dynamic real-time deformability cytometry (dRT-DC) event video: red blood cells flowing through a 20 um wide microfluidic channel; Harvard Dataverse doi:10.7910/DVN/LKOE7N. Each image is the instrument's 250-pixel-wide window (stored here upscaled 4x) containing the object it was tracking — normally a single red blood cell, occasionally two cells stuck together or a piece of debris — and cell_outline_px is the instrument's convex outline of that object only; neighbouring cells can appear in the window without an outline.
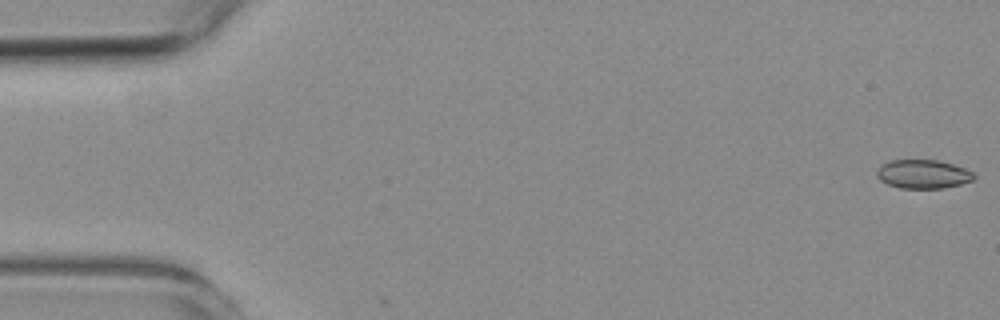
{"species": "common noctule bat (a hibernating species)", "species_latin": "Nyctalus noctula", "temperature_condition": "room temperature", "stored_images_in_passage": 26, "camera_frame_rate_fps": 3000, "um_per_image_px": 0.085, "animal": {"sex": "female", "body_mass_g": 19.3, "forearm_length_mm": 54.1}, "frame": {"image": 1, "passage_image": 1, "time_ms": 0.0, "image_size_px": [1000, 320], "cell_outline_px": [[976, 176], [972, 180], [960, 184], [944, 188], [900, 188], [888, 184], [880, 180], [876, 176], [876, 172], [880, 164], [892, 160], [936, 160], [952, 164], [964, 168], [972, 172]], "centroid_in_image_um": [78.43, 14.8], "position_along_channel_um": 6.6, "area_um2": 16.24}}
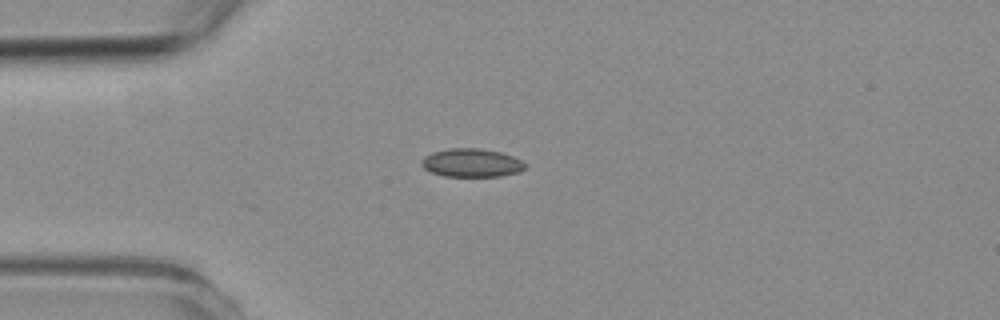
{"frame": {"image": 2, "passage_image": 15, "time_ms": 4.667, "image_size_px": [1000, 320], "cell_outline_px": [[528, 168], [520, 172], [500, 176], [444, 176], [432, 172], [424, 168], [420, 164], [420, 160], [424, 156], [432, 152], [452, 148], [480, 148], [500, 152], [512, 156], [528, 164]], "centroid_in_image_um": [40.11, 13.84], "position_along_channel_um": 44.9, "area_um2": 17.28}}
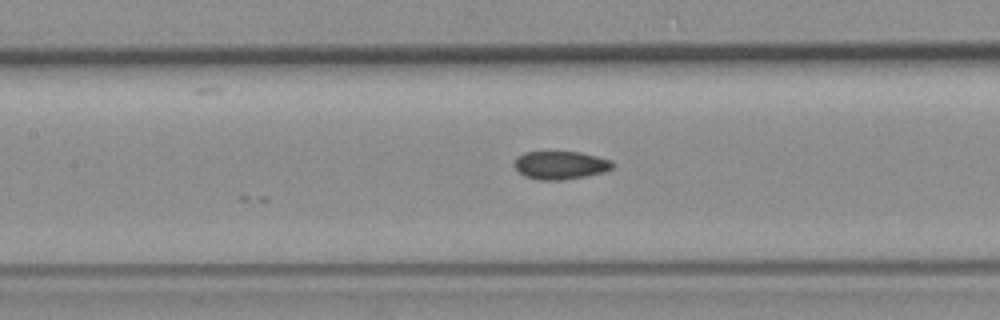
{"frame": {"image": 3, "passage_image": 26, "time_ms": 8.333, "image_size_px": [1000, 320], "cell_outline_px": [[616, 164], [612, 168], [604, 172], [564, 180], [536, 180], [524, 176], [512, 164], [516, 156], [524, 152], [580, 152], [612, 160]], "centroid_in_image_um": [47.62, 14.04], "position_along_channel_um": 159.8, "area_um2": 16.3}}